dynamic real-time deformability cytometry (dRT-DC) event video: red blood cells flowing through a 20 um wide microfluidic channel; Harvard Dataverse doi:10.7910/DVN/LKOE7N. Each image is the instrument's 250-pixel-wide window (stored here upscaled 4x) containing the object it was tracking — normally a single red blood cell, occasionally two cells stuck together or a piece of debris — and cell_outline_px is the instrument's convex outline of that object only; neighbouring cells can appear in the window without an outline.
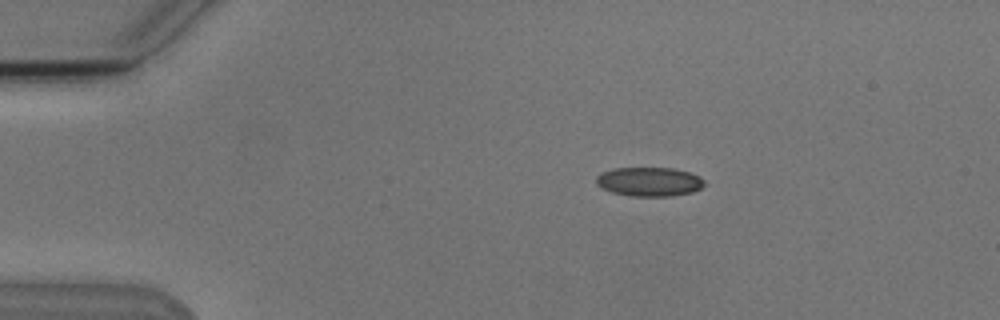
{"species": "Egyptian fruit bat (a non-hibernating species)", "species_latin": "Rousettus aegyptiacus", "temperature_condition": "cold", "stored_images_in_passage": 5, "camera_frame_rate_fps": 3000, "um_per_image_px": 0.085, "animal": {"sex": "male"}, "frame": {"image": 1, "passage_image": 3, "time_ms": 2.333, "image_size_px": [1000, 320], "cell_outline_px": [[708, 184], [692, 192], [672, 196], [628, 196], [612, 192], [596, 184], [596, 176], [600, 172], [616, 168], [676, 168], [700, 176]], "centroid_in_image_um": [55.21, 15.44], "position_along_channel_um": 29.8, "area_um2": 18.5}}
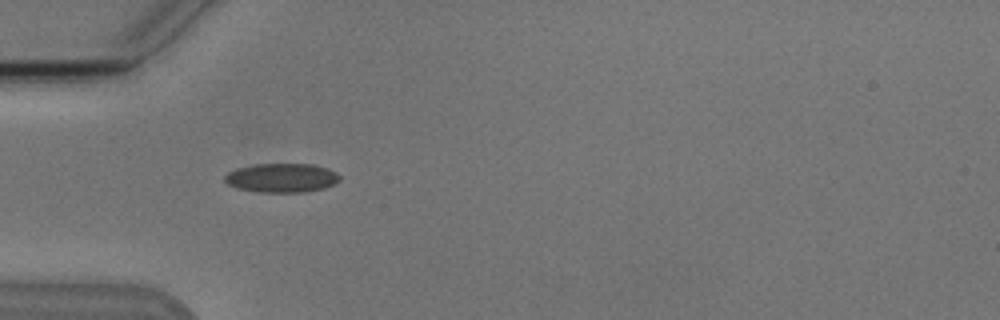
{"frame": {"image": 2, "passage_image": 5, "time_ms": 4.667, "image_size_px": [1000, 320], "cell_outline_px": [[340, 180], [324, 188], [304, 192], [256, 192], [236, 188], [228, 184], [224, 180], [224, 176], [228, 172], [236, 168], [256, 164], [312, 164], [336, 172], [340, 176]], "centroid_in_image_um": [23.9, 15.12], "position_along_channel_um": 61.1, "area_um2": 19.42}}